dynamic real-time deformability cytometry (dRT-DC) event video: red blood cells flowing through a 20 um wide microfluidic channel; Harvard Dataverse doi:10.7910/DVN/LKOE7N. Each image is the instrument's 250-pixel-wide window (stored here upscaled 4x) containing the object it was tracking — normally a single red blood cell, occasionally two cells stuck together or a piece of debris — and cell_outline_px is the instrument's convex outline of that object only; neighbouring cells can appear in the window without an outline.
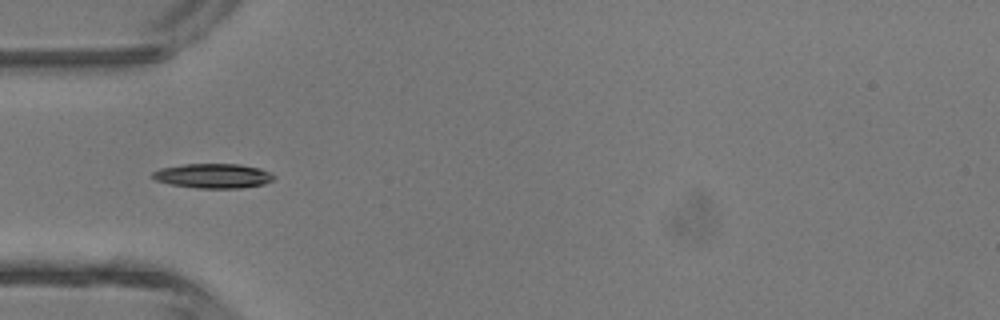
{"species": "common noctule bat (a hibernating species)", "species_latin": "Nyctalus noctula", "temperature_condition": "room temperature", "stored_images_in_passage": 4, "camera_frame_rate_fps": 3000, "um_per_image_px": 0.085, "animal": {"sex": "male", "body_mass_g": 13.3}, "frame": {"image": 1, "passage_image": 3, "time_ms": 2.333, "image_size_px": [1000, 320], "cell_outline_px": [[276, 176], [272, 180], [264, 184], [240, 188], [196, 188], [172, 184], [156, 180], [152, 176], [152, 172], [160, 168], [184, 164], [240, 164], [260, 168]], "centroid_in_image_um": [18.13, 14.94], "position_along_channel_um": 66.9, "area_um2": 17.28}}
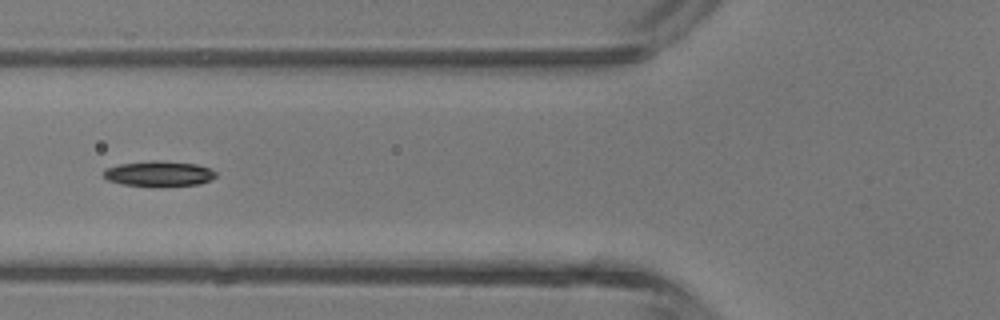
{"frame": {"image": 2, "passage_image": 4, "time_ms": 3.333, "image_size_px": [1000, 320], "cell_outline_px": [[216, 176], [200, 184], [156, 188], [120, 184], [108, 180], [104, 176], [104, 168], [120, 164], [152, 160], [156, 160], [196, 164], [208, 168], [216, 172]], "centroid_in_image_um": [13.47, 14.79], "position_along_channel_um": 112.3, "area_um2": 16.94}}